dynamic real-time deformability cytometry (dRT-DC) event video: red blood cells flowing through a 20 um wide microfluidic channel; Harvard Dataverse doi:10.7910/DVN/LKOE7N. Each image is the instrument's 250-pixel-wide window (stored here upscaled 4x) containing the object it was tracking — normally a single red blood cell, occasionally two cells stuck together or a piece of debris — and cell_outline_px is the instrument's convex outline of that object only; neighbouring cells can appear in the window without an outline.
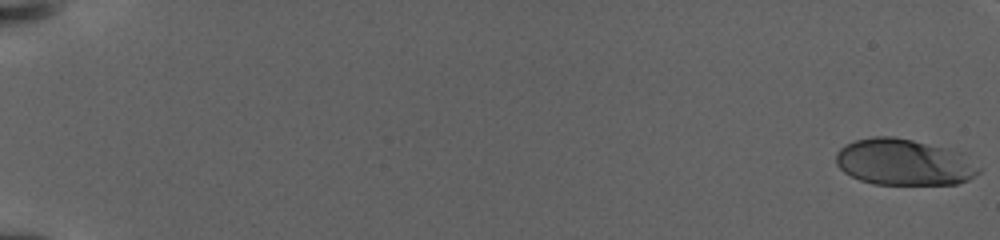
{"species": "human", "species_latin": "Homo sapiens", "temperature_condition": "warm", "stored_images_in_passage": 85, "camera_frame_rate_fps": 3000, "um_per_image_px": 0.085, "donor": {"sex": "female"}, "frame": {"image": 1, "passage_image": 1, "time_ms": 0.0, "image_size_px": [1000, 240], "cell_outline_px": [[980, 172], [968, 180], [956, 184], [872, 184], [860, 180], [844, 172], [836, 164], [836, 152], [840, 148], [856, 140], [872, 136], [892, 136], [912, 140], [964, 152], [980, 168]], "centroid_in_image_um": [76.85, 13.78], "position_along_channel_um": 8.1, "area_um2": 38.67}}
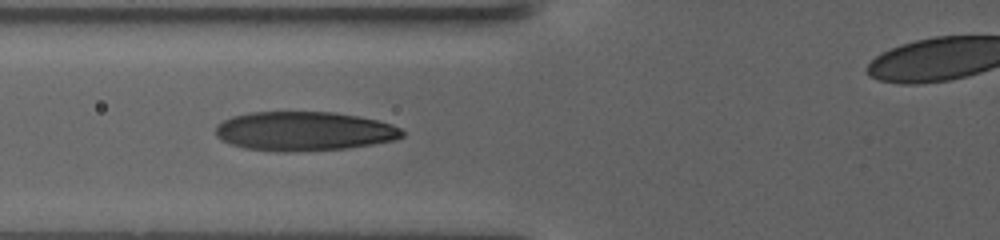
{"frame": {"image": 2, "passage_image": 55, "time_ms": 10.333, "image_size_px": [1000, 240], "cell_outline_px": [[404, 136], [392, 140], [372, 144], [348, 148], [296, 152], [276, 152], [244, 148], [220, 140], [216, 136], [216, 124], [232, 116], [252, 112], [332, 112], [360, 116], [392, 124], [400, 128], [404, 132]], "centroid_in_image_um": [25.82, 11.16], "position_along_channel_um": 100.0, "area_um2": 42.83}}
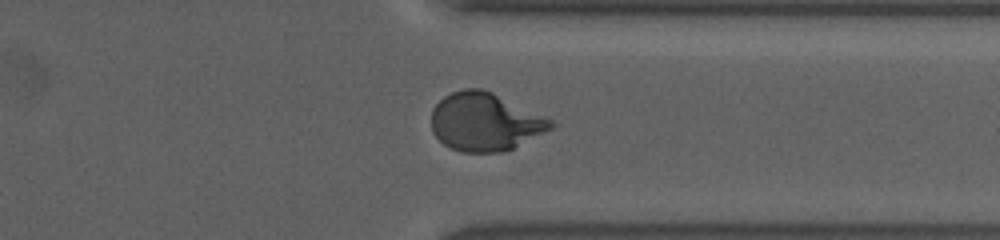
{"frame": {"image": 3, "passage_image": 85, "time_ms": 19.667, "image_size_px": [1000, 240], "cell_outline_px": [[556, 124], [552, 128], [504, 152], [460, 152], [444, 144], [432, 132], [432, 108], [444, 96], [452, 92], [464, 88], [480, 88], [492, 92], [552, 120]], "centroid_in_image_um": [41.19, 10.35], "position_along_channel_um": 370.2, "area_um2": 40.06}}